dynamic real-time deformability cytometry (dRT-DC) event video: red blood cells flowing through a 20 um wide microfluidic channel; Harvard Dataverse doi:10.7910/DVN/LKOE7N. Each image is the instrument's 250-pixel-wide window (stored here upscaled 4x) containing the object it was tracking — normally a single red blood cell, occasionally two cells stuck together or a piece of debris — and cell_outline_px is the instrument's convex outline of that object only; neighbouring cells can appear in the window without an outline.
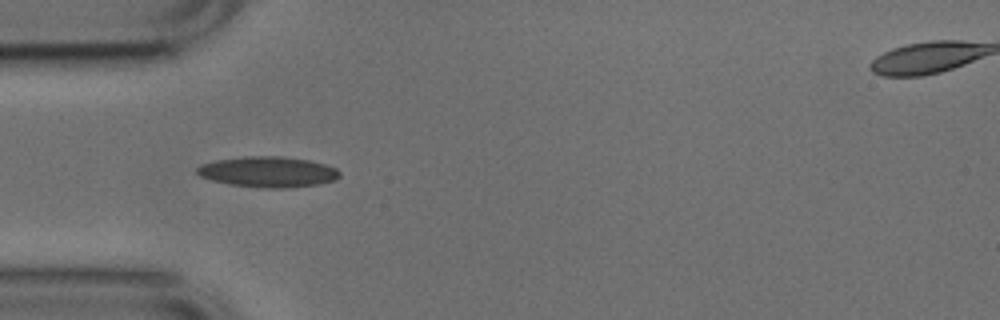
{"species": "common noctule bat (a hibernating species)", "species_latin": "Nyctalus noctula", "temperature_condition": "cold", "stored_images_in_passage": 38, "camera_frame_rate_fps": 3000, "um_per_image_px": 0.085, "animal": {"sex": "male", "body_mass_g": 17.9, "forearm_length_mm": 54.2}, "frame": {"image": 1, "passage_image": 6, "time_ms": 1.667, "image_size_px": [1000, 320], "cell_outline_px": [[340, 176], [332, 180], [316, 184], [288, 188], [260, 188], [232, 184], [212, 180], [200, 176], [196, 172], [196, 168], [200, 164], [216, 160], [244, 156], [280, 156], [308, 160], [324, 164], [336, 168], [340, 172]], "centroid_in_image_um": [22.75, 14.6], "position_along_channel_um": 62.3, "area_um2": 25.32}}
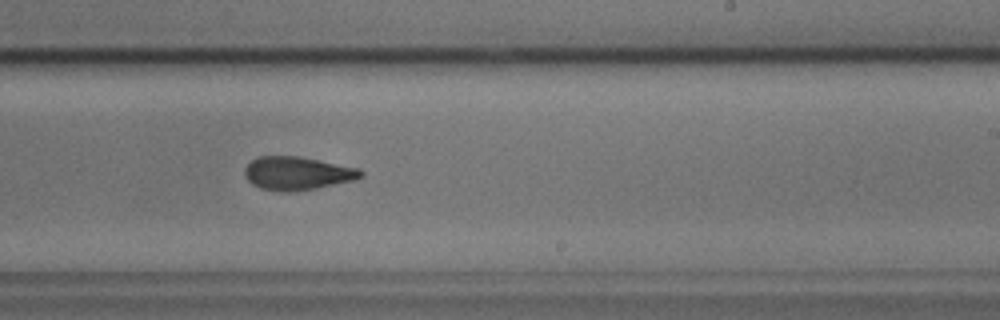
{"frame": {"image": 2, "passage_image": 22, "time_ms": 7.0, "image_size_px": [1000, 320], "cell_outline_px": [[364, 176], [356, 180], [316, 188], [288, 192], [280, 192], [260, 188], [252, 184], [244, 176], [244, 168], [256, 156], [300, 156], [360, 168], [364, 172]], "centroid_in_image_um": [25.28, 14.73], "position_along_channel_um": 263.7, "area_um2": 22.83}, "authors_computed_cell_mechanics": {"area_um2": 22.3397, "velocity_mm_per_s": 3.7882, "shape_relaxation_time_tau1_ms": 6.694, "shape_relaxation_time_tau2_ms": 3.2871, "deformation_change_tau1": 0.171, "deformation_change_tau2": 0.122}}